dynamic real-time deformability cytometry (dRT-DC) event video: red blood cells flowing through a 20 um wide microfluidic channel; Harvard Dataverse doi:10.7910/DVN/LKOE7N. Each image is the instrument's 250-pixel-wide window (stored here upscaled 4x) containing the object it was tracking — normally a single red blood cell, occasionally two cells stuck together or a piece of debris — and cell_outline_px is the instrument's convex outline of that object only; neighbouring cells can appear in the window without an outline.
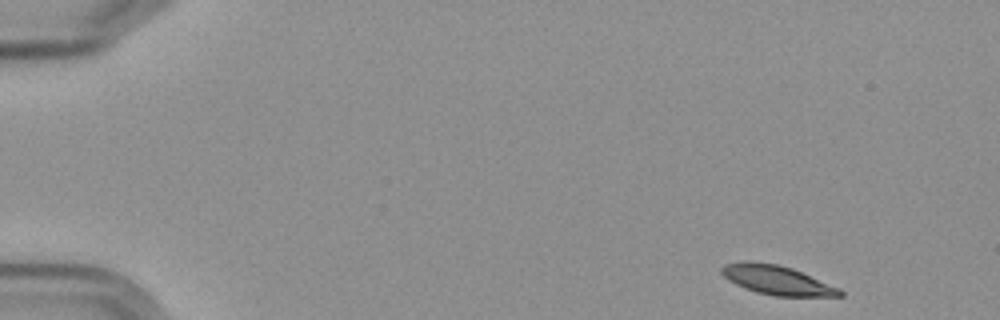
{"species": "Egyptian fruit bat (a non-hibernating species)", "species_latin": "Rousettus aegyptiacus", "temperature_condition": "cold", "stored_images_in_passage": 6, "camera_frame_rate_fps": 3000, "um_per_image_px": 0.085, "frame": {"image": 1, "passage_image": 1, "time_ms": 0.0, "image_size_px": [1000, 320], "cell_outline_px": [[844, 296], [776, 296], [756, 292], [744, 288], [728, 280], [720, 272], [720, 268], [724, 264], [744, 260], [776, 264], [792, 268], [840, 288], [844, 292]], "centroid_in_image_um": [66.02, 23.8], "position_along_channel_um": 19.0, "area_um2": 20.17}}
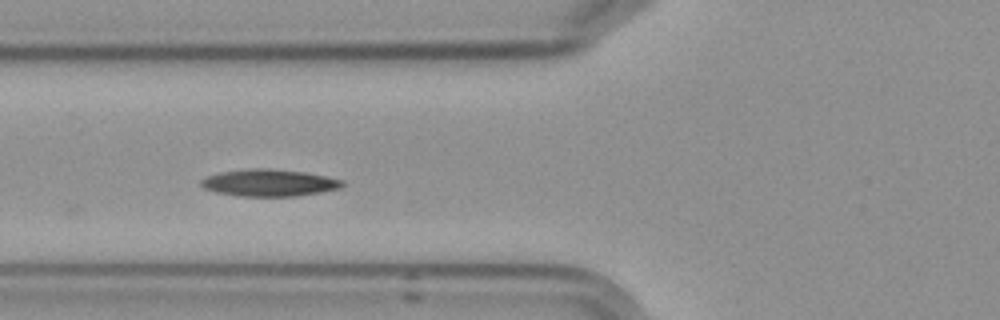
{"frame": {"image": 2, "passage_image": 5, "time_ms": 5.667, "image_size_px": [1000, 320], "cell_outline_px": [[344, 184], [340, 188], [320, 192], [296, 196], [236, 196], [216, 192], [204, 188], [200, 184], [200, 180], [208, 176], [220, 172], [252, 168], [268, 168], [304, 172], [344, 180]], "centroid_in_image_um": [22.86, 15.54], "position_along_channel_um": 102.9, "area_um2": 22.14}}